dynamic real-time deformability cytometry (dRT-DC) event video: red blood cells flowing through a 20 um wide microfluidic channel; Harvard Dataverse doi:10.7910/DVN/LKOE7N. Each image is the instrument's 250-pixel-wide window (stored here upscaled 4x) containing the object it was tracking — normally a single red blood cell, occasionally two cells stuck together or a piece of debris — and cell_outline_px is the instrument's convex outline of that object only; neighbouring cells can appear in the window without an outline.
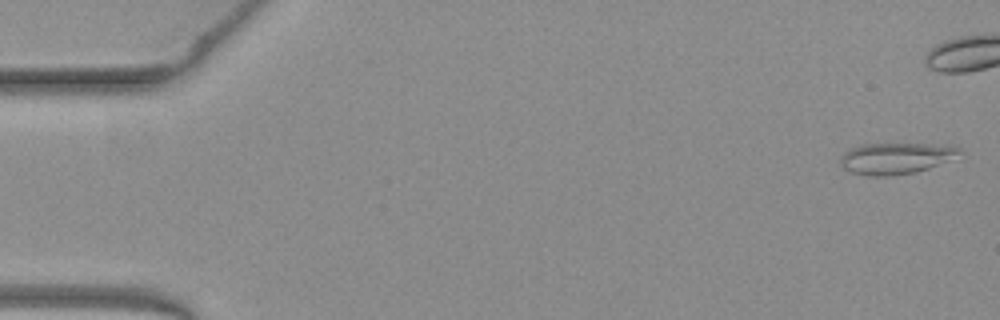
{"species": "common noctule bat (a hibernating species)", "species_latin": "Nyctalus noctula", "temperature_condition": "warm", "stored_images_in_passage": 52, "camera_frame_rate_fps": 3000, "um_per_image_px": 0.085, "animal": {"sex": "female", "body_mass_g": 19.3, "forearm_length_mm": 54.1}, "frame": {"image": 1, "passage_image": 1, "time_ms": 0.0, "image_size_px": [1000, 320], "cell_outline_px": [[960, 152], [928, 168], [916, 172], [892, 176], [868, 176], [852, 172], [844, 168], [840, 164], [840, 160], [844, 152], [848, 148], [860, 144], [948, 144], [960, 148]], "centroid_in_image_um": [76.05, 13.44], "position_along_channel_um": 9.0, "area_um2": 21.44}}
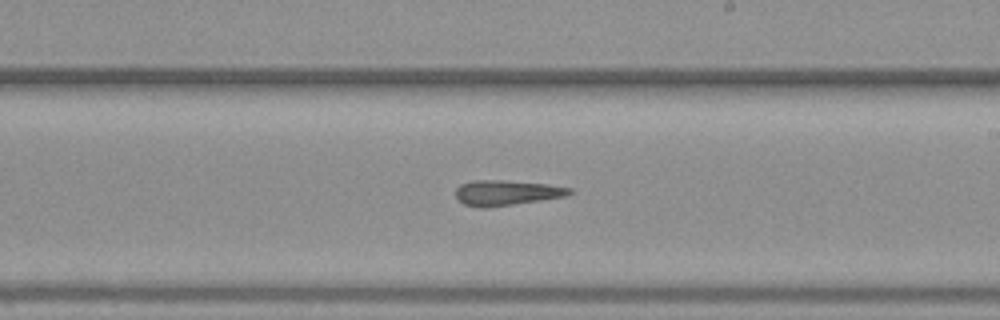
{"frame": {"image": 2, "passage_image": 30, "time_ms": 9.667, "image_size_px": [1000, 320], "cell_outline_px": [[572, 192], [568, 196], [484, 208], [480, 208], [464, 204], [456, 200], [456, 188], [460, 184], [472, 180], [504, 180], [548, 184], [572, 188]], "centroid_in_image_um": [43.03, 16.38], "position_along_channel_um": 246.0, "area_um2": 16.82}}
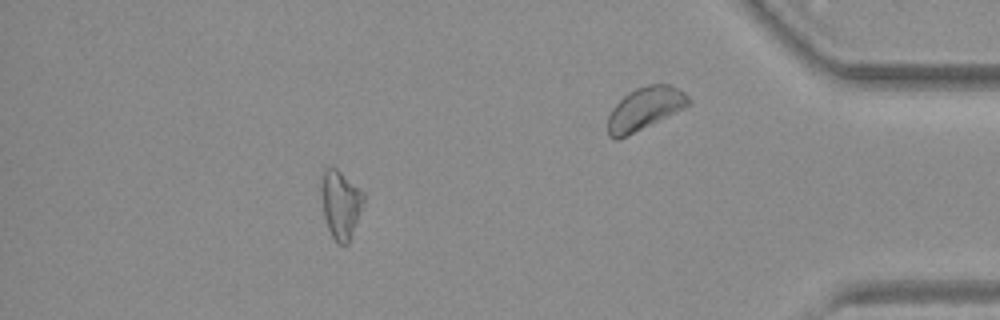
{"frame": {"image": 3, "passage_image": 46, "time_ms": 15.0, "image_size_px": [1000, 320], "cell_outline_px": [[364, 204], [348, 244], [336, 244], [328, 228], [324, 216], [320, 192], [320, 180], [324, 168], [336, 168], [360, 188], [364, 192]], "centroid_in_image_um": [28.94, 17.35], "position_along_channel_um": 406.3, "area_um2": 17.05}}